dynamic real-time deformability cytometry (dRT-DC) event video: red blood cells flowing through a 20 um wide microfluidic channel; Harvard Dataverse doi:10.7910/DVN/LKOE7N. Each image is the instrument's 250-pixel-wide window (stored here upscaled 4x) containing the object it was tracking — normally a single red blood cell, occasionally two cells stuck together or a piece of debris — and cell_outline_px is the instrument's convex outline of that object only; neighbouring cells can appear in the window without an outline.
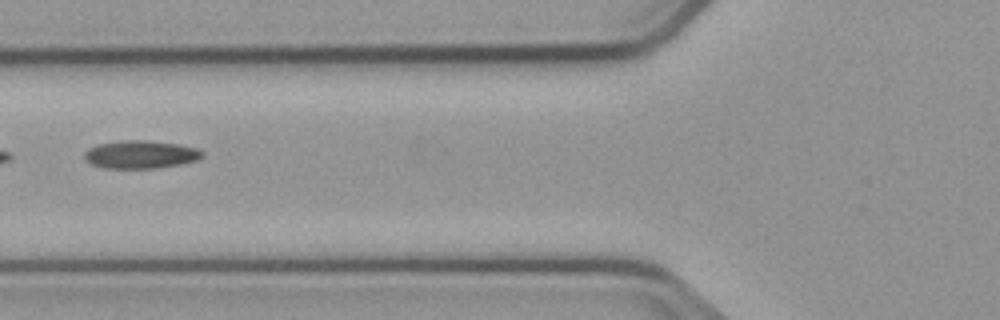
{"species": "common noctule bat (a hibernating species)", "species_latin": "Nyctalus noctula", "temperature_condition": "cold", "stored_images_in_passage": 8, "camera_frame_rate_fps": 3000, "um_per_image_px": 0.085, "animal": {"sex": "male", "body_mass_g": 23.1, "forearm_length_mm": 52.7}, "frame": {"image": 1, "passage_image": 5, "time_ms": 5.333, "image_size_px": [1000, 320], "cell_outline_px": [[204, 156], [200, 160], [184, 164], [160, 168], [104, 168], [92, 164], [84, 160], [84, 152], [88, 148], [100, 144], [120, 140], [148, 140], [176, 144], [196, 148], [204, 152]], "centroid_in_image_um": [11.98, 13.14], "position_along_channel_um": 113.8, "area_um2": 19.48}}
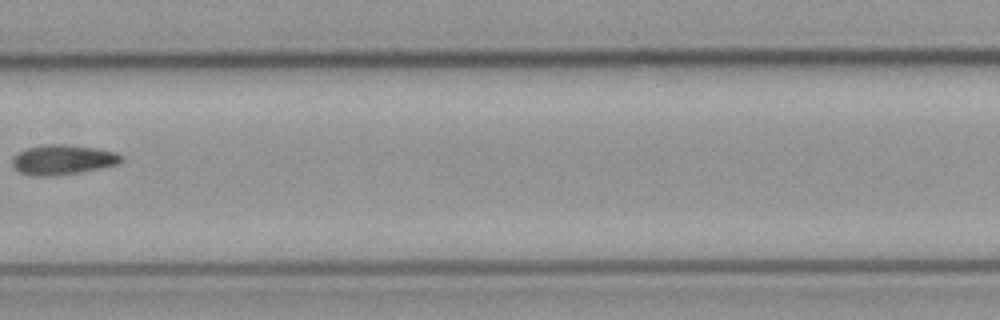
{"frame": {"image": 2, "passage_image": 7, "time_ms": 7.667, "image_size_px": [1000, 320], "cell_outline_px": [[124, 160], [116, 164], [100, 168], [60, 176], [32, 176], [20, 172], [12, 168], [12, 156], [24, 148], [44, 144], [64, 144], [96, 148], [116, 152], [124, 156]], "centroid_in_image_um": [5.29, 13.57], "position_along_channel_um": 202.1, "area_um2": 19.36}}
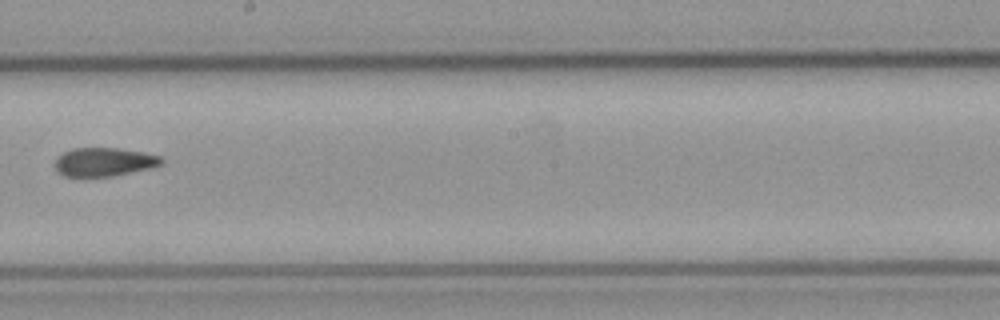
{"frame": {"image": 3, "passage_image": 8, "time_ms": 8.667, "image_size_px": [1000, 320], "cell_outline_px": [[164, 160], [160, 164], [152, 168], [112, 176], [64, 176], [56, 168], [56, 160], [64, 152], [72, 148], [120, 148], [144, 152], [160, 156]], "centroid_in_image_um": [8.89, 13.75], "position_along_channel_um": 239.3, "area_um2": 17.57}}